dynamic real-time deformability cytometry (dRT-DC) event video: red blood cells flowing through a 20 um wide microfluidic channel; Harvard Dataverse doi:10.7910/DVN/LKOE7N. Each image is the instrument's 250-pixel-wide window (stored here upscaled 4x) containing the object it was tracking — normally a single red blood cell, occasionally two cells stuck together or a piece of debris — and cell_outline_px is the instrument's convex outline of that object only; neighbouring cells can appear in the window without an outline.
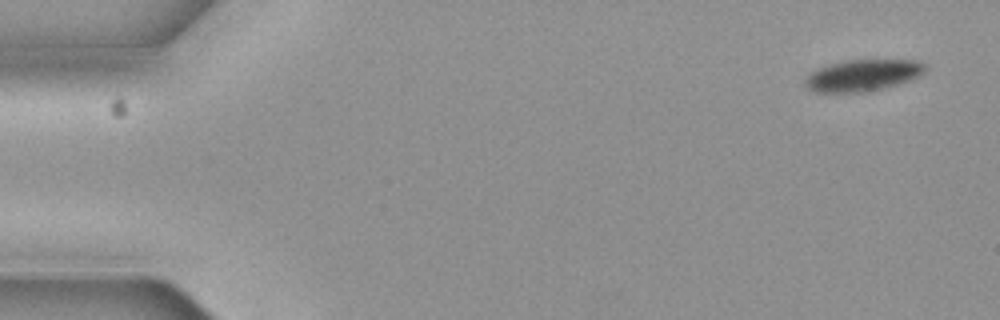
{"species": "common noctule bat (a hibernating species)", "species_latin": "Nyctalus noctula", "temperature_condition": "cold", "stored_images_in_passage": 5, "camera_frame_rate_fps": 3000, "um_per_image_px": 0.085, "animal": {"sex": "female", "body_mass_g": 19.3, "forearm_length_mm": 54.1}, "frame": {"image": 1, "passage_image": 1, "time_ms": 0.0, "image_size_px": [1000, 320], "cell_outline_px": [[928, 68], [920, 76], [912, 80], [868, 92], [812, 92], [804, 84], [804, 80], [816, 68], [828, 64], [848, 60], [920, 60], [928, 64]], "centroid_in_image_um": [73.38, 6.4], "position_along_channel_um": 11.6, "area_um2": 22.43}}
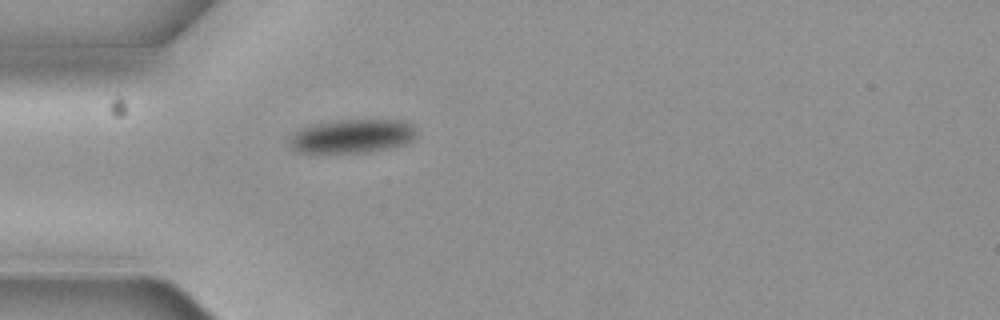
{"frame": {"image": 2, "passage_image": 5, "time_ms": 1.333, "image_size_px": [1000, 320], "cell_outline_px": [[416, 136], [412, 140], [404, 144], [388, 148], [368, 152], [296, 152], [288, 144], [288, 136], [292, 132], [300, 128], [312, 124], [340, 120], [404, 120], [412, 124], [416, 128]], "centroid_in_image_um": [29.9, 11.56], "position_along_channel_um": 55.1, "area_um2": 25.2}}